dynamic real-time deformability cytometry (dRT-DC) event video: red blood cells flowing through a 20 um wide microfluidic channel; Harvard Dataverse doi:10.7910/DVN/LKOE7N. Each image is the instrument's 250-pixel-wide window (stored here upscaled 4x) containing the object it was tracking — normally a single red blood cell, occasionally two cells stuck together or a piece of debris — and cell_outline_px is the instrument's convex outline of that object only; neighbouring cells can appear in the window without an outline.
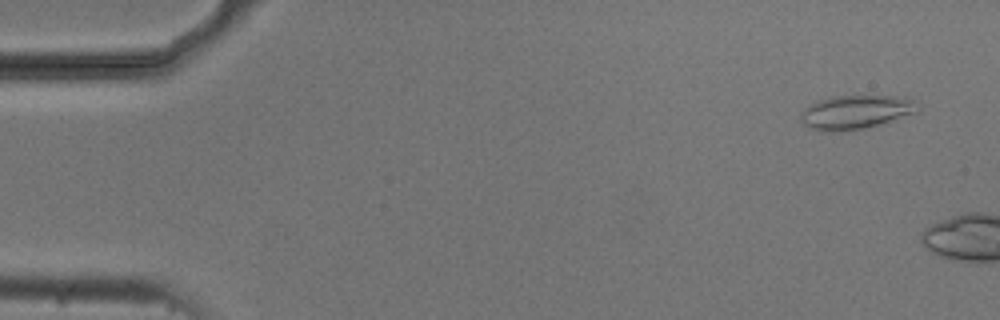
{"species": "common noctule bat (a hibernating species)", "species_latin": "Nyctalus noctula", "temperature_condition": "cold", "stored_images_in_passage": 7, "camera_frame_rate_fps": 3000, "um_per_image_px": 0.085, "animal": {"sex": "male", "body_mass_g": 20.5, "forearm_length_mm": 52.5}, "frame": {"image": 1, "passage_image": 3, "time_ms": 0.667, "image_size_px": [1000, 320], "cell_outline_px": [[920, 112], [864, 128], [848, 132], [820, 132], [804, 124], [800, 120], [800, 116], [804, 108], [816, 100], [832, 96], [904, 96], [912, 100], [920, 108]], "centroid_in_image_um": [72.72, 9.54], "position_along_channel_um": 12.3, "area_um2": 23.41}}